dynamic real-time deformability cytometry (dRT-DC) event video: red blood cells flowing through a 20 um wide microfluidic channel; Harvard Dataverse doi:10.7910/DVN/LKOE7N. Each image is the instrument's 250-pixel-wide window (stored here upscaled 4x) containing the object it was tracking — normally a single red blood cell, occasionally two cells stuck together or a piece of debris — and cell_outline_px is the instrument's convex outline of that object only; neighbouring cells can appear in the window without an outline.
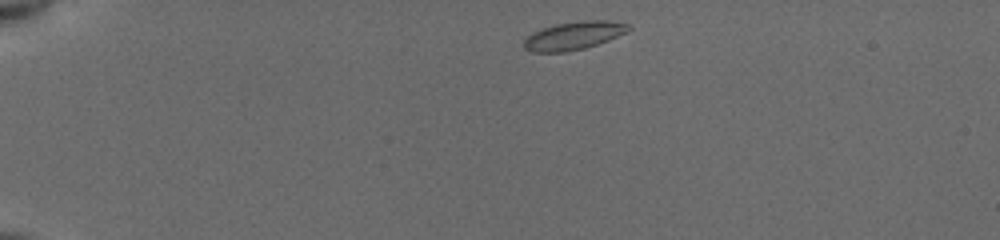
{"species": "common noctule bat (a hibernating species)", "species_latin": "Nyctalus noctula", "temperature_condition": "cold", "stored_images_in_passage": 43, "camera_frame_rate_fps": 3000, "um_per_image_px": 0.085, "animal": {"sex": "female", "body_mass_g": 19.5, "forearm_length_mm": 54.1}, "frame": {"image": 1, "passage_image": 1, "time_ms": 0.0, "image_size_px": [1000, 240], "cell_outline_px": [[632, 28], [608, 40], [584, 48], [564, 52], [532, 52], [524, 48], [524, 40], [532, 32], [556, 24], [580, 20], [608, 20], [632, 24]], "centroid_in_image_um": [48.77, 3.01], "position_along_channel_um": 36.2, "area_um2": 17.05}}
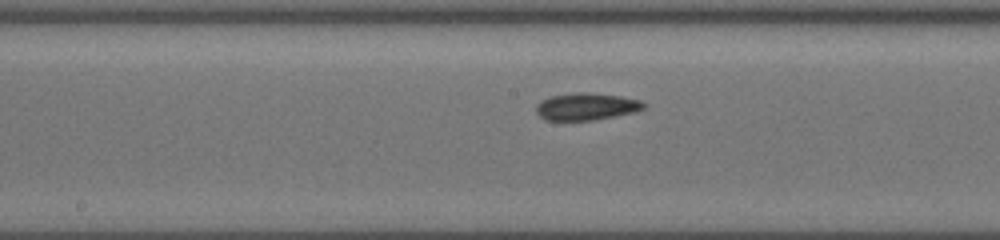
{"frame": {"image": 2, "passage_image": 19, "time_ms": 6.0, "image_size_px": [1000, 240], "cell_outline_px": [[648, 104], [644, 108], [636, 112], [592, 120], [544, 120], [536, 112], [536, 104], [540, 100], [552, 96], [576, 92], [588, 92], [620, 96], [640, 100]], "centroid_in_image_um": [49.84, 9.05], "position_along_channel_um": 198.4, "area_um2": 17.11}}
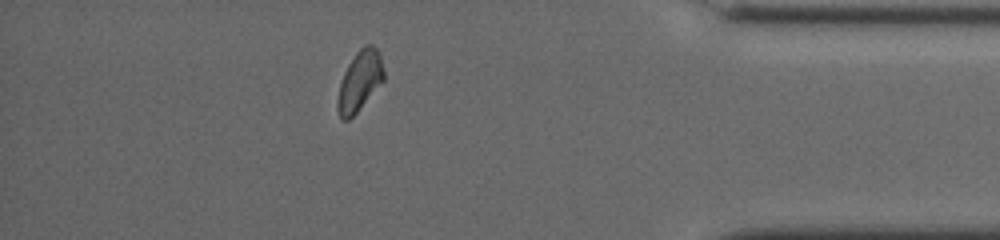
{"frame": {"image": 3, "passage_image": 37, "time_ms": 12.0, "image_size_px": [1000, 240], "cell_outline_px": [[384, 80], [356, 112], [348, 120], [340, 120], [336, 108], [336, 100], [340, 84], [344, 72], [348, 64], [356, 52], [364, 44], [372, 44], [380, 52], [384, 72]], "centroid_in_image_um": [30.56, 6.87], "position_along_channel_um": 404.6, "area_um2": 16.24}, "authors_computed_cell_mechanics": {"area_um2": 16.2418, "velocity_mm_per_s": 3.9037, "shape_relaxation_time_tau1_ms": 4.4847, "shape_relaxation_time_tau2_ms": null, "deformation_change_tau1": 0.0797, "deformation_change_tau2": null}}